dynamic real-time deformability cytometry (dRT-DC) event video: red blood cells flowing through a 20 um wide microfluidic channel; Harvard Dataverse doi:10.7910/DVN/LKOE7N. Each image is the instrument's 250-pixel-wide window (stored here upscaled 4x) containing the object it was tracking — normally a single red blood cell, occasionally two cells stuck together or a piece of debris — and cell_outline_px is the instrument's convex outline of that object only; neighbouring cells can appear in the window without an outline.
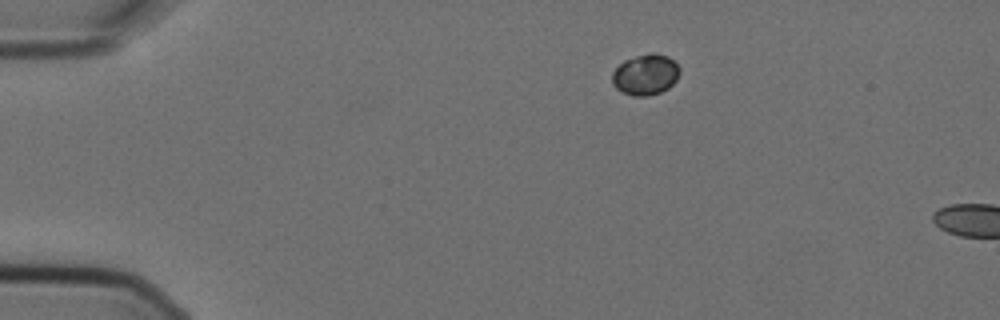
{"species": "Egyptian fruit bat (a non-hibernating species)", "species_latin": "Rousettus aegyptiacus", "temperature_condition": "cold", "stored_images_in_passage": 2, "camera_frame_rate_fps": 3000, "um_per_image_px": 0.085, "animal": {"sex": "female"}, "frame": {"image": 1, "passage_image": 1, "time_ms": 0.0, "image_size_px": [1000, 320], "cell_outline_px": [[680, 72], [676, 80], [668, 88], [660, 92], [648, 96], [632, 96], [616, 88], [612, 84], [612, 72], [624, 60], [648, 52], [656, 52], [668, 56], [680, 68]], "centroid_in_image_um": [54.87, 6.33], "position_along_channel_um": 30.1, "area_um2": 16.13}}